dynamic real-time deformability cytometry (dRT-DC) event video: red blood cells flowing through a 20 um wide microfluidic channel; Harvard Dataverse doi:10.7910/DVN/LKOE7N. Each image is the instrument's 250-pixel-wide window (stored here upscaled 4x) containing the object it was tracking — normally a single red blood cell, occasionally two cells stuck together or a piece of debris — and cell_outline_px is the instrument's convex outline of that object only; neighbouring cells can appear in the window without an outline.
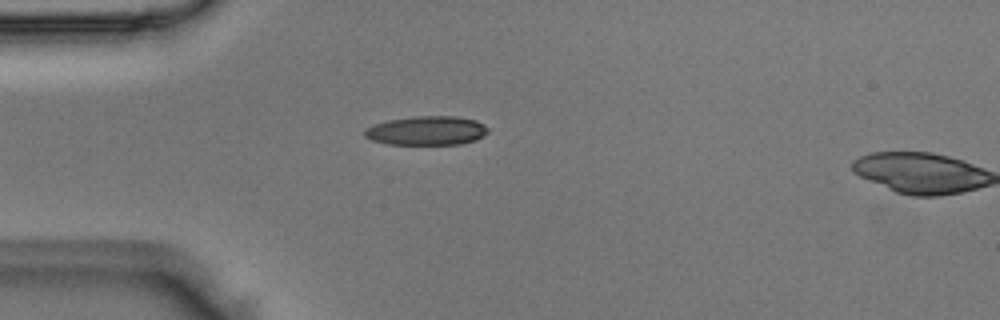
{"species": "Egyptian fruit bat (a non-hibernating species)", "species_latin": "Rousettus aegyptiacus", "temperature_condition": "room temperature", "stored_images_in_passage": 5, "segment_of_instrument_passage": [1, 2], "camera_frame_rate_fps": 3000, "um_per_image_px": 0.085, "animal": {"sex": "male"}, "frame": {"image": 1, "passage_image": 4, "time_ms": 1.0, "image_size_px": [1000, 320], "cell_outline_px": [[488, 132], [484, 136], [476, 140], [460, 144], [388, 144], [372, 140], [364, 136], [364, 128], [372, 124], [388, 120], [416, 116], [456, 116], [476, 120], [484, 124], [488, 128]], "centroid_in_image_um": [36.27, 11.1], "position_along_channel_um": 48.7, "area_um2": 21.04}}